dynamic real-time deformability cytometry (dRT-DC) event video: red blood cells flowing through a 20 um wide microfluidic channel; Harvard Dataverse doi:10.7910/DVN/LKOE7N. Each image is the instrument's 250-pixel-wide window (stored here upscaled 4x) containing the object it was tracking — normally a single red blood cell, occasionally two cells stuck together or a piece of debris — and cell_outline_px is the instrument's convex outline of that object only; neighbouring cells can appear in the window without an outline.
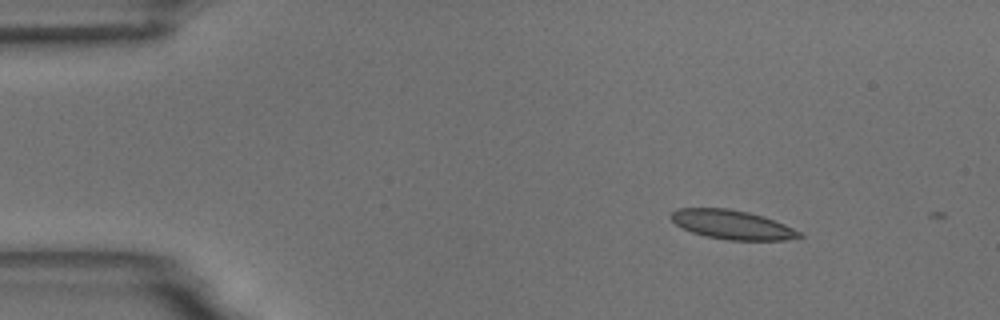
{"species": "common noctule bat (a hibernating species)", "species_latin": "Nyctalus noctula", "temperature_condition": "room temperature", "stored_images_in_passage": 2, "camera_frame_rate_fps": 3000, "um_per_image_px": 0.085, "animal": {"sex": "male", "body_mass_g": 18.8}, "frame": {"image": 1, "passage_image": 1, "time_ms": 0.0, "image_size_px": [1000, 320], "cell_outline_px": [[804, 236], [784, 240], [728, 240], [704, 236], [692, 232], [676, 224], [668, 216], [672, 212], [680, 208], [728, 208], [748, 212], [764, 216], [784, 224], [800, 232]], "centroid_in_image_um": [62.22, 19.09], "position_along_channel_um": 22.8, "area_um2": 21.68}}